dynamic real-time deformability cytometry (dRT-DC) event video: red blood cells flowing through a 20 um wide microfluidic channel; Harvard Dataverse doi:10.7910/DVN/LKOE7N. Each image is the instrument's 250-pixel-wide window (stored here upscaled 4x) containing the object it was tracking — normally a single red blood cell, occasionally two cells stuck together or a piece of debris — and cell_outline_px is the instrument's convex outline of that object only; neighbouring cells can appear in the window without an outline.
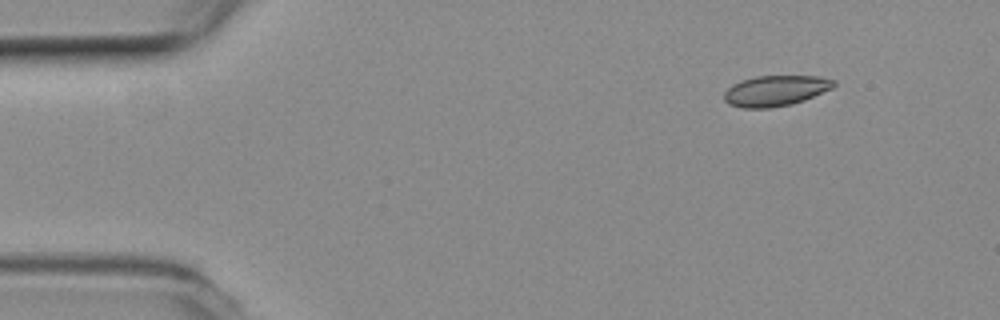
{"species": "common noctule bat (a hibernating species)", "species_latin": "Nyctalus noctula", "temperature_condition": "room temperature", "stored_images_in_passage": 49, "camera_frame_rate_fps": 3000, "um_per_image_px": 0.085, "animal": {"sex": "female", "body_mass_g": 19.3, "forearm_length_mm": 54.1}, "frame": {"image": 1, "passage_image": 1, "time_ms": 0.0, "image_size_px": [1000, 320], "cell_outline_px": [[836, 84], [832, 88], [804, 100], [792, 104], [768, 108], [744, 108], [728, 104], [724, 100], [724, 92], [732, 84], [740, 80], [756, 76], [820, 76], [836, 80]], "centroid_in_image_um": [65.91, 7.7], "position_along_channel_um": 19.1, "area_um2": 19.65}}
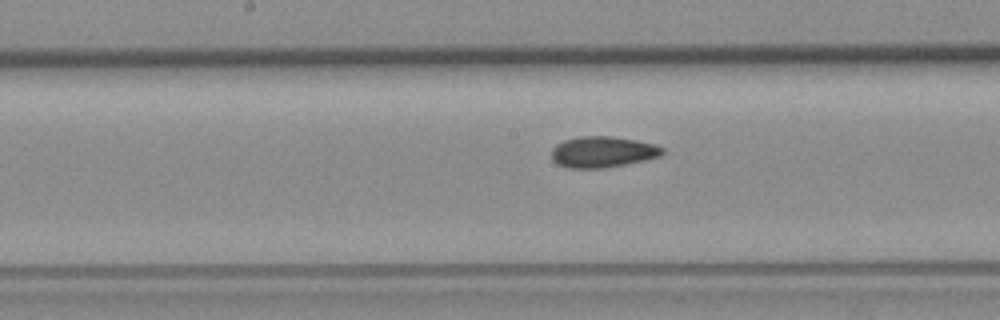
{"frame": {"image": 2, "passage_image": 22, "time_ms": 7.0, "image_size_px": [1000, 320], "cell_outline_px": [[664, 152], [660, 156], [644, 160], [604, 168], [568, 168], [556, 164], [552, 160], [552, 148], [556, 144], [564, 140], [580, 136], [608, 136], [636, 140], [656, 144], [664, 148]], "centroid_in_image_um": [51.21, 12.91], "position_along_channel_um": 197.0, "area_um2": 20.11}}
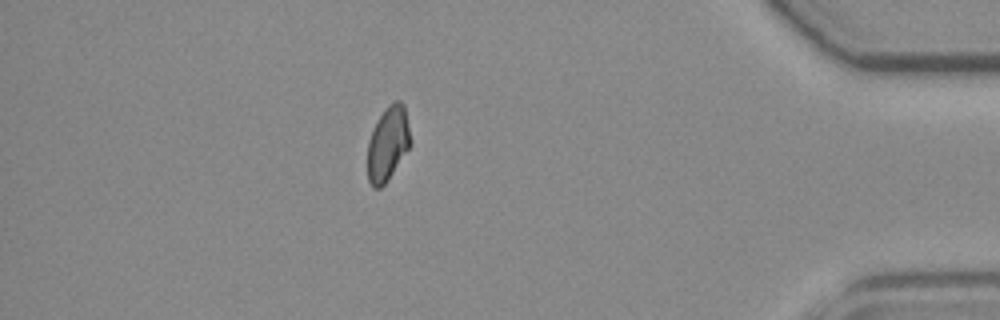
{"frame": {"image": 3, "passage_image": 42, "time_ms": 13.667, "image_size_px": [1000, 320], "cell_outline_px": [[408, 148], [384, 184], [380, 188], [372, 188], [368, 180], [368, 140], [380, 116], [388, 104], [396, 100], [400, 100], [404, 104], [408, 128]], "centroid_in_image_um": [32.93, 12.2], "position_along_channel_um": 402.3, "area_um2": 17.8}, "authors_computed_cell_mechanics": {"area_um2": 19.363, "velocity_mm_per_s": 3.7921, "shape_relaxation_time_tau1_ms": null, "shape_relaxation_time_tau2_ms": 2.4809, "deformation_change_tau1": null, "deformation_change_tau2": 0.0556}}